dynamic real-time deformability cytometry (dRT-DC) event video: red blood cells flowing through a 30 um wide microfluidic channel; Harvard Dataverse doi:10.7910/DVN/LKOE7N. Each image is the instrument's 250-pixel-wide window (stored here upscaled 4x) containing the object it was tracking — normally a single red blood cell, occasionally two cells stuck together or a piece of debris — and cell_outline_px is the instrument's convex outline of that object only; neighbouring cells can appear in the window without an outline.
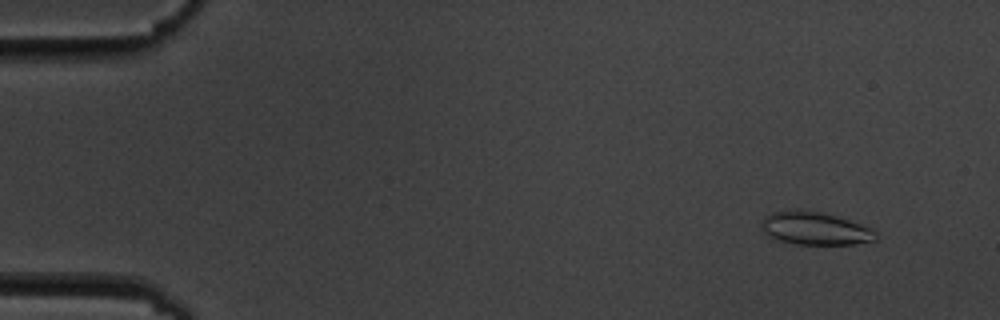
{"species": "common noctule bat (a hibernating species)", "species_latin": "Nyctalus noctula", "temperature_condition": "cold", "stored_images_in_passage": 6, "camera_frame_rate_fps": 3000, "um_per_image_px": 0.085, "animal": {"sex": "male", "body_mass_g": 19.5, "forearm_length_mm": 54.6}, "frame": {"image": 1, "passage_image": 2, "time_ms": 1.333, "image_size_px": [1000, 320], "cell_outline_px": [[880, 236], [876, 240], [852, 244], [796, 244], [780, 240], [768, 236], [760, 228], [764, 216], [772, 212], [796, 208], [800, 208], [820, 212], [836, 216], [872, 228]], "centroid_in_image_um": [69.26, 19.4], "position_along_channel_um": 15.7, "area_um2": 22.14}}
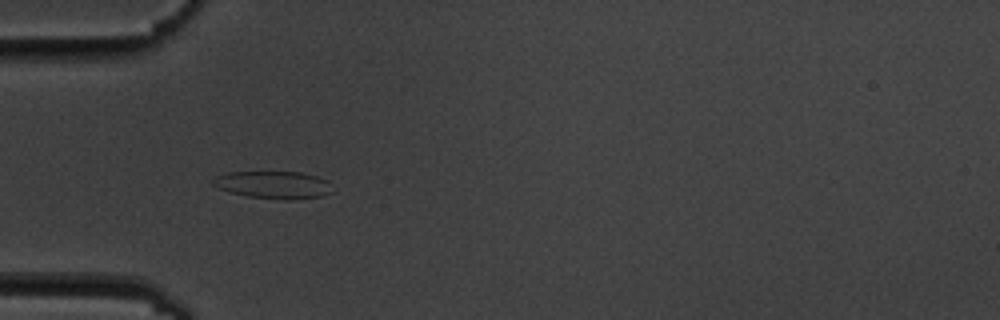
{"frame": {"image": 2, "passage_image": 5, "time_ms": 5.667, "image_size_px": [1000, 320], "cell_outline_px": [[332, 192], [324, 196], [288, 200], [284, 200], [248, 196], [232, 192], [220, 188], [212, 184], [212, 180], [216, 176], [228, 172], [304, 172], [328, 180]], "centroid_in_image_um": [23.28, 15.71], "position_along_channel_um": 61.7, "area_um2": 19.07}}